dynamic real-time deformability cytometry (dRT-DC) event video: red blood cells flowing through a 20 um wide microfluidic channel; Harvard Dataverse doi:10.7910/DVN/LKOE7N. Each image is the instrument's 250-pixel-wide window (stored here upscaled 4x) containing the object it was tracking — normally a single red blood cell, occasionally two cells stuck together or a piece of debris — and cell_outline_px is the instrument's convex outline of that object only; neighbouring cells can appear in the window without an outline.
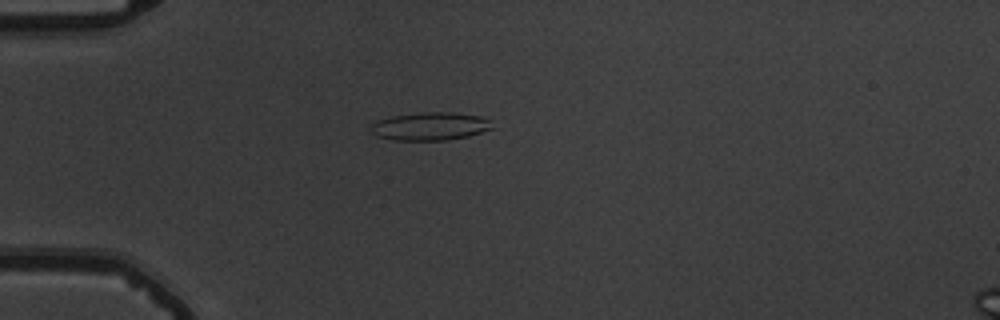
{"species": "common noctule bat (a hibernating species)", "species_latin": "Nyctalus noctula", "temperature_condition": "warm", "stored_images_in_passage": 55, "camera_frame_rate_fps": 3000, "um_per_image_px": 0.085, "animal": {"sex": "male", "body_mass_g": 19.5, "forearm_length_mm": 54.6}, "frame": {"image": 1, "passage_image": 16, "time_ms": 5.0, "image_size_px": [1000, 320], "cell_outline_px": [[492, 128], [468, 136], [448, 140], [396, 140], [376, 136], [372, 132], [372, 124], [376, 120], [392, 116], [424, 112], [456, 112], [480, 116], [492, 120]], "centroid_in_image_um": [36.58, 10.72], "position_along_channel_um": 48.4, "area_um2": 19.83}}
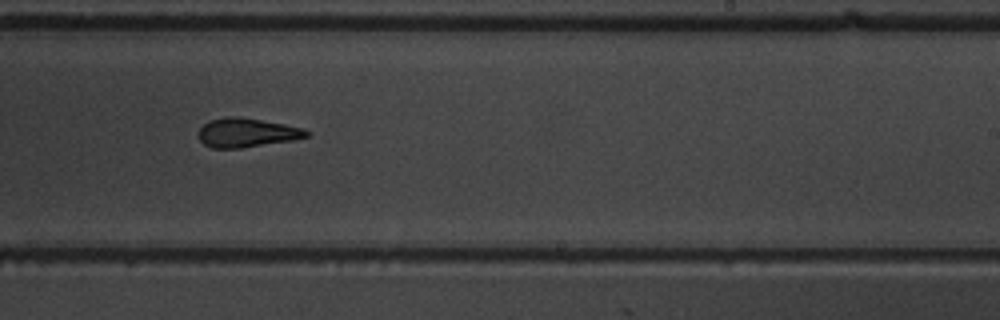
{"frame": {"image": 2, "passage_image": 35, "time_ms": 11.333, "image_size_px": [1000, 320], "cell_outline_px": [[312, 132], [308, 136], [292, 140], [240, 148], [212, 148], [204, 144], [200, 140], [200, 128], [208, 120], [224, 116], [232, 116], [260, 120], [284, 124], [304, 128]], "centroid_in_image_um": [20.98, 11.27], "position_along_channel_um": 268.0, "area_um2": 18.15}}
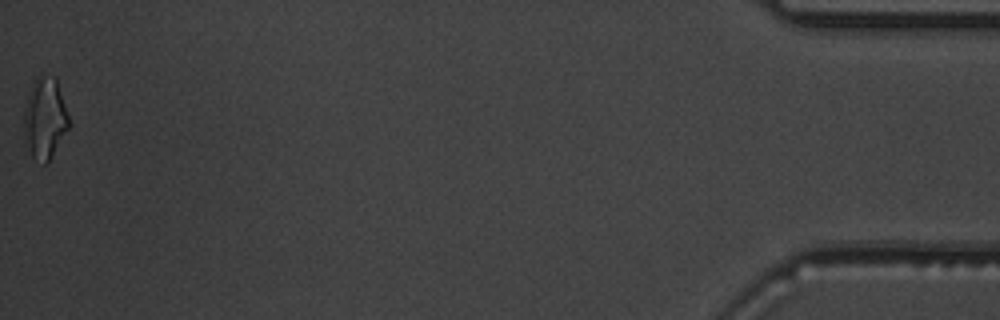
{"frame": {"image": 3, "passage_image": 55, "time_ms": 18.0, "image_size_px": [1000, 320], "cell_outline_px": [[68, 128], [48, 160], [44, 164], [32, 156], [24, 140], [24, 108], [32, 84], [40, 76], [56, 76], [68, 116]], "centroid_in_image_um": [3.79, 10.03], "position_along_channel_um": 431.4, "area_um2": 20.63}, "authors_computed_cell_mechanics": {"area_um2": 19.074, "velocity_mm_per_s": 3.7871, "shape_relaxation_time_tau1_ms": 8.9778, "shape_relaxation_time_tau2_ms": 3.0276, "deformation_change_tau1": 0.2325, "deformation_change_tau2": 0.1385}}